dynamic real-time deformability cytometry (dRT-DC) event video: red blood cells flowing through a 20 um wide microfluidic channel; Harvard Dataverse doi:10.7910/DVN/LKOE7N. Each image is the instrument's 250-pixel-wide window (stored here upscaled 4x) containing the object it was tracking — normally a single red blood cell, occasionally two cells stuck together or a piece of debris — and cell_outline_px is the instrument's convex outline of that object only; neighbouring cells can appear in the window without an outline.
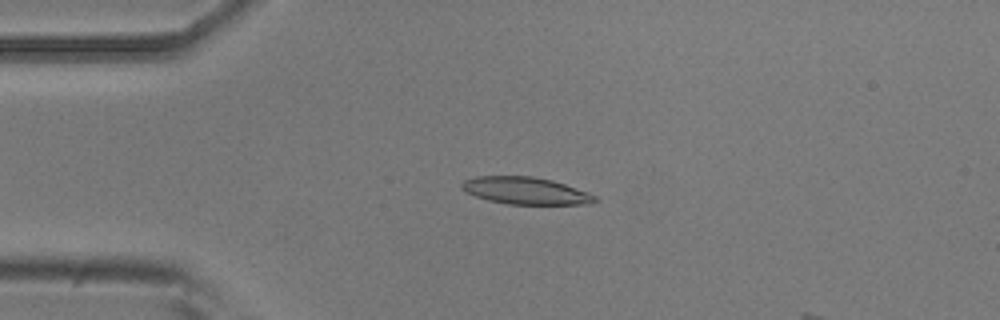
{"species": "common noctule bat (a hibernating species)", "species_latin": "Nyctalus noctula", "temperature_condition": "room temperature", "stored_images_in_passage": 4, "camera_frame_rate_fps": 3000, "um_per_image_px": 0.085, "animal": {"sex": "male", "body_mass_g": 20.5, "forearm_length_mm": 52.5}, "frame": {"image": 1, "passage_image": 3, "time_ms": 3.333, "image_size_px": [1000, 320], "cell_outline_px": [[600, 200], [592, 204], [508, 204], [488, 200], [476, 196], [460, 188], [460, 184], [464, 180], [476, 176], [532, 176], [552, 180], [588, 192], [596, 196]], "centroid_in_image_um": [44.69, 16.21], "position_along_channel_um": 40.3, "area_um2": 21.1}}